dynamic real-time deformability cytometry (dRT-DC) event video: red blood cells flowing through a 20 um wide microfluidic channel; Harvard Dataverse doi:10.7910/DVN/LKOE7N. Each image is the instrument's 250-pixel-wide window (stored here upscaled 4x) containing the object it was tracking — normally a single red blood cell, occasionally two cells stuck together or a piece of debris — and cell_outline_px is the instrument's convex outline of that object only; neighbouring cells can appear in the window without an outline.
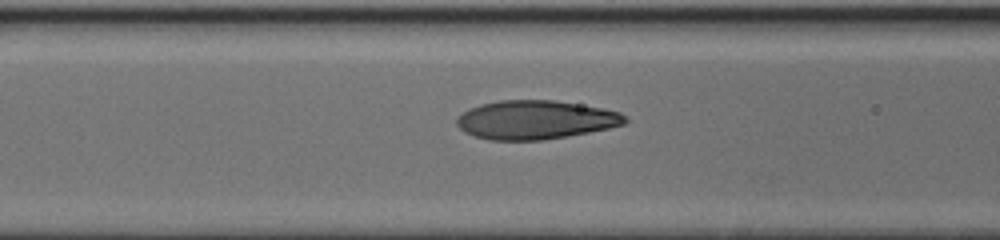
{"species": "human", "species_latin": "Homo sapiens", "temperature_condition": "cold", "stored_images_in_passage": 30, "camera_frame_rate_fps": 3000, "um_per_image_px": 0.085, "donor": {"sex": "female"}, "frame": {"image": 1, "passage_image": 16, "time_ms": 5.0, "image_size_px": [1000, 240], "cell_outline_px": [[628, 120], [624, 124], [608, 128], [588, 132], [544, 140], [492, 140], [476, 136], [464, 132], [456, 124], [456, 120], [468, 108], [480, 104], [500, 100], [556, 100], [604, 108], [620, 112]], "centroid_in_image_um": [45.51, 10.17], "position_along_channel_um": 121.1, "area_um2": 37.92}}
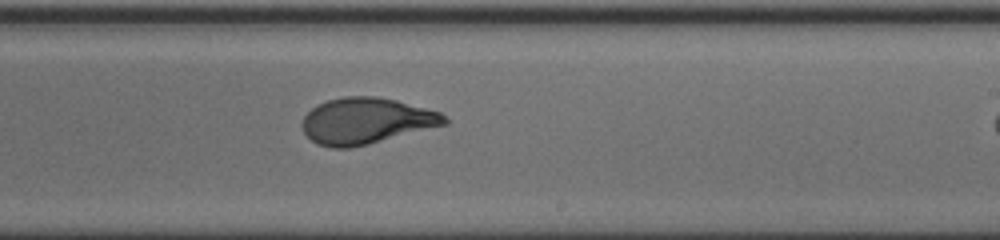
{"frame": {"image": 2, "passage_image": 26, "time_ms": 8.333, "image_size_px": [1000, 240], "cell_outline_px": [[448, 124], [368, 144], [348, 148], [332, 148], [316, 144], [304, 132], [300, 124], [304, 116], [316, 104], [328, 100], [344, 96], [376, 96], [396, 100], [440, 112], [448, 120]], "centroid_in_image_um": [31.1, 10.27], "position_along_channel_um": 257.9, "area_um2": 38.26}}
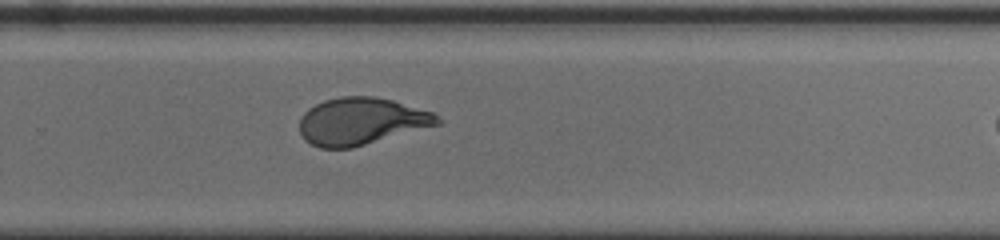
{"frame": {"image": 3, "passage_image": 29, "time_ms": 9.333, "image_size_px": [1000, 240], "cell_outline_px": [[440, 124], [352, 148], [320, 148], [304, 140], [300, 132], [300, 116], [308, 108], [324, 100], [340, 96], [372, 96], [392, 100], [432, 112], [440, 120]], "centroid_in_image_um": [30.66, 10.31], "position_along_channel_um": 299.1, "area_um2": 37.74}}